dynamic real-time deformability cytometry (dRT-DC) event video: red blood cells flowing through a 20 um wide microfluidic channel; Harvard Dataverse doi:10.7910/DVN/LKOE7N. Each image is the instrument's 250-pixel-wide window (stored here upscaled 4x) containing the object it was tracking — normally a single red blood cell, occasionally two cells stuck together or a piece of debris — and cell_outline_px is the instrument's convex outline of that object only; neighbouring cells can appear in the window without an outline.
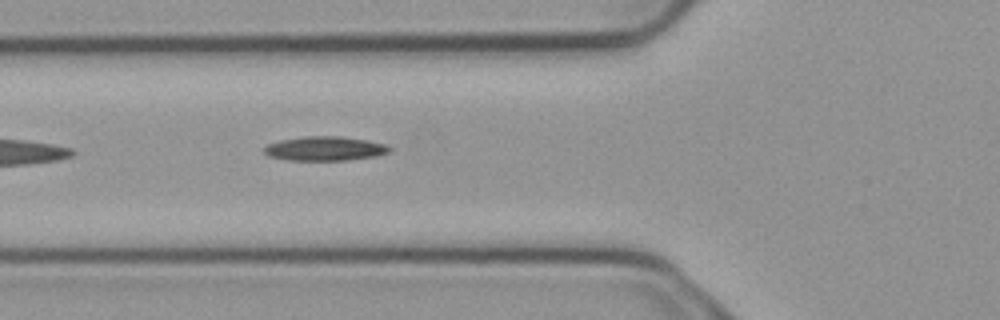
{"species": "common noctule bat (a hibernating species)", "species_latin": "Nyctalus noctula", "temperature_condition": "cold", "stored_images_in_passage": 2, "camera_frame_rate_fps": 3000, "um_per_image_px": 0.085, "animal": {"sex": "male", "body_mass_g": 23.1, "forearm_length_mm": 52.7}, "frame": {"image": 1, "passage_image": 2, "time_ms": 0.333, "image_size_px": [1000, 320], "cell_outline_px": [[392, 148], [388, 152], [376, 156], [348, 160], [288, 160], [268, 156], [264, 152], [264, 148], [268, 144], [280, 140], [304, 136], [340, 136], [364, 140], [384, 144]], "centroid_in_image_um": [27.59, 12.63], "position_along_channel_um": 98.2, "area_um2": 17.57}}